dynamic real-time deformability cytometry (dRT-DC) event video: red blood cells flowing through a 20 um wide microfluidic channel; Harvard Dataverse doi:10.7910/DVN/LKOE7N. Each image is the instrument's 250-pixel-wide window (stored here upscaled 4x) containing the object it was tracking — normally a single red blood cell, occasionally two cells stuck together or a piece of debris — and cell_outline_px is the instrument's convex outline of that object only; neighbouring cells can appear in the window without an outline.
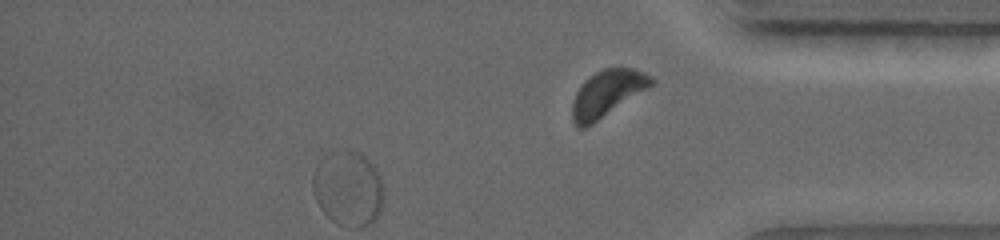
{"species": "common noctule bat (a hibernating species)", "species_latin": "Nyctalus noctula", "temperature_condition": "warm", "stored_images_in_passage": 55, "segment_of_instrument_passage": [2, 2], "camera_frame_rate_fps": 5000, "um_per_image_px": 0.085, "animal": {"sex": "female", "body_mass_g": 19.0, "forearm_length_mm": 56.7}, "frame": {"image": 1, "passage_image": 55, "time_ms": 10.8, "image_size_px": [1000, 240], "cell_outline_px": [[656, 80], [648, 88], [592, 124], [584, 128], [580, 128], [572, 120], [572, 104], [576, 92], [584, 80], [596, 72], [604, 68], [632, 68], [644, 72], [652, 76]], "centroid_in_image_um": [51.61, 7.93], "position_along_channel_um": 383.6, "area_um2": 21.1}}